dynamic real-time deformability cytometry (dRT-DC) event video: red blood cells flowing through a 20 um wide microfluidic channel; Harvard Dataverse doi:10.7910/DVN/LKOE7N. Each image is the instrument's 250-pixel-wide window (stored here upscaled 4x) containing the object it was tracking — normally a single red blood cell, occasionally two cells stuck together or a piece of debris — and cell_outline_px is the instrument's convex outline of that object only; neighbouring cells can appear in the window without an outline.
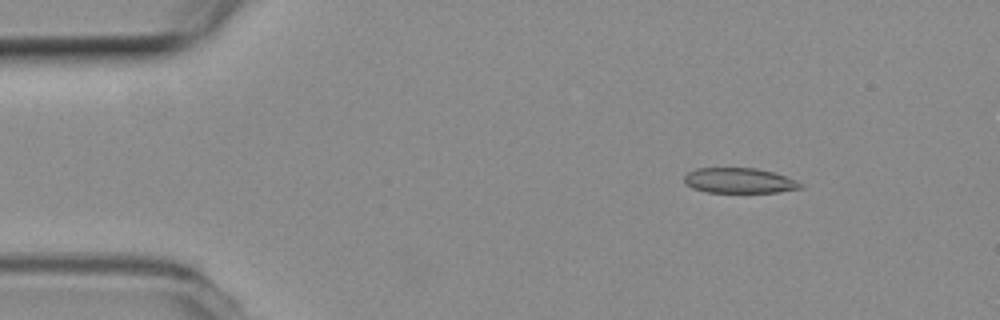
{"species": "common noctule bat (a hibernating species)", "species_latin": "Nyctalus noctula", "temperature_condition": "room temperature", "stored_images_in_passage": 51, "camera_frame_rate_fps": 3000, "um_per_image_px": 0.085, "animal": {"sex": "female", "body_mass_g": 19.3, "forearm_length_mm": 54.1}, "frame": {"image": 1, "passage_image": 6, "time_ms": 1.667, "image_size_px": [1000, 320], "cell_outline_px": [[804, 188], [780, 192], [708, 192], [692, 188], [684, 184], [684, 176], [688, 172], [696, 168], [756, 168], [772, 172], [796, 180], [804, 184]], "centroid_in_image_um": [62.84, 15.35], "position_along_channel_um": 22.2, "area_um2": 17.17}}
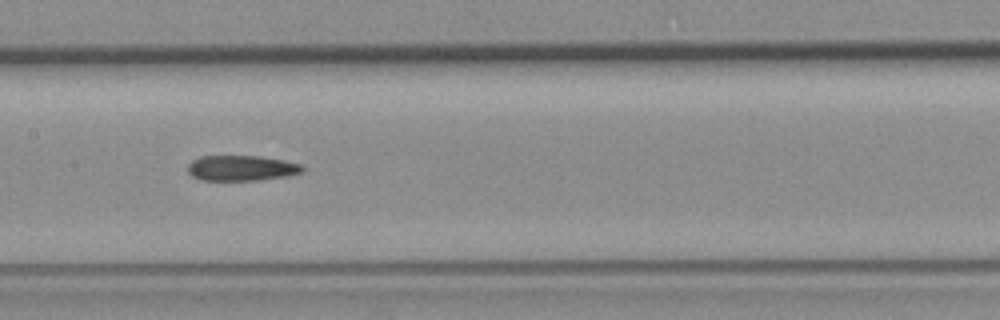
{"frame": {"image": 2, "passage_image": 25, "time_ms": 8.0, "image_size_px": [1000, 320], "cell_outline_px": [[304, 168], [300, 172], [288, 176], [260, 180], [200, 180], [192, 176], [188, 172], [188, 164], [192, 160], [200, 156], [256, 156], [284, 160], [300, 164]], "centroid_in_image_um": [20.49, 14.29], "position_along_channel_um": 186.9, "area_um2": 16.94}}
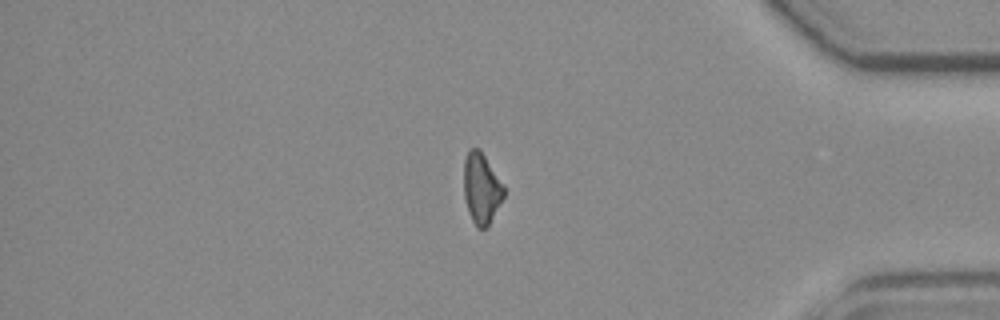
{"frame": {"image": 3, "passage_image": 44, "time_ms": 14.333, "image_size_px": [1000, 320], "cell_outline_px": [[504, 196], [488, 224], [484, 228], [476, 228], [468, 212], [464, 196], [464, 160], [468, 152], [472, 148], [480, 148], [504, 188]], "centroid_in_image_um": [40.89, 16.01], "position_along_channel_um": 394.3, "area_um2": 16.07}, "authors_computed_cell_mechanics": {"area_um2": 17.918, "velocity_mm_per_s": 3.7894, "shape_relaxation_time_tau1_ms": null, "shape_relaxation_time_tau2_ms": 11.0987, "deformation_change_tau1": null, "deformation_change_tau2": 0.2316}}